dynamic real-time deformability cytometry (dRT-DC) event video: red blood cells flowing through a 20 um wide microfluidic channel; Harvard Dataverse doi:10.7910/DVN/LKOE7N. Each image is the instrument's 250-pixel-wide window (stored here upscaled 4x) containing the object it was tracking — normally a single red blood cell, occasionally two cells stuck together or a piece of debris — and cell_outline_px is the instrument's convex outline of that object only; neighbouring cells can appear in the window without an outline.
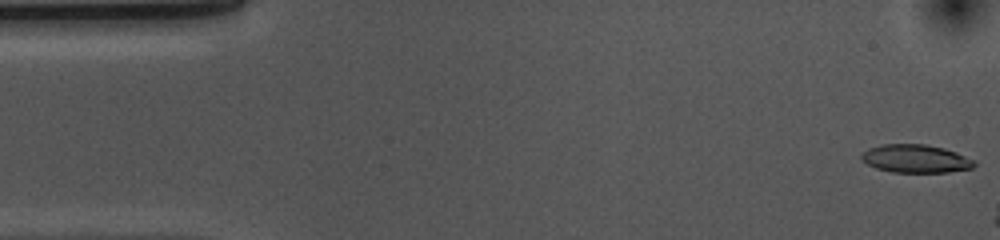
{"species": "common noctule bat (a hibernating species)", "species_latin": "Nyctalus noctula", "temperature_condition": "cold", "stored_images_in_passage": 6, "camera_frame_rate_fps": 3000, "um_per_image_px": 0.085, "animal": {"sex": "female", "body_mass_g": 10.0, "forearm_length_mm": 53.1}, "frame": {"image": 1, "passage_image": 1, "time_ms": 0.0, "image_size_px": [1000, 240], "cell_outline_px": [[976, 164], [972, 168], [948, 172], [892, 172], [876, 168], [860, 160], [860, 156], [868, 148], [884, 144], [924, 144], [944, 148], [956, 152], [976, 160]], "centroid_in_image_um": [77.84, 13.49], "position_along_channel_um": 7.2, "area_um2": 18.55}}